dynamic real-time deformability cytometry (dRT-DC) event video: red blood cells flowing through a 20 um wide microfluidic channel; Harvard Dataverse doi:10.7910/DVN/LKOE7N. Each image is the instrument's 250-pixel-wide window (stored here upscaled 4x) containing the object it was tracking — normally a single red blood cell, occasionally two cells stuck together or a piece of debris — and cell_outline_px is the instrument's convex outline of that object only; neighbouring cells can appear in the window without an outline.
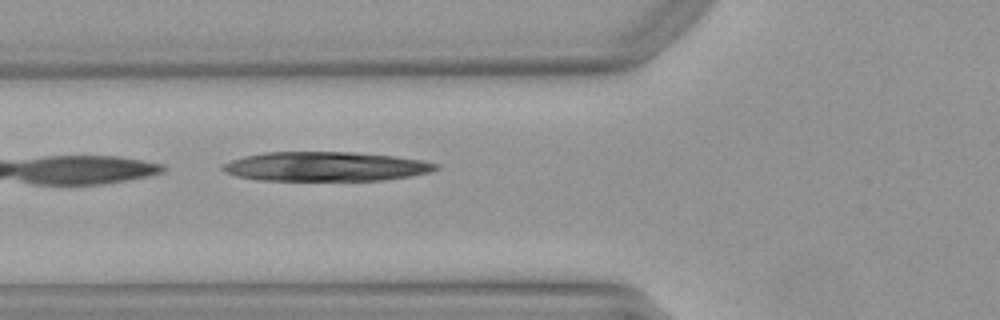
{"species": "Egyptian fruit bat (a non-hibernating species)", "species_latin": "Rousettus aegyptiacus", "temperature_condition": "warm", "stored_images_in_passage": 35, "camera_frame_rate_fps": 3000, "um_per_image_px": 0.085, "animal": {"sex": "female"}, "frame": {"image": 1, "passage_image": 3, "time_ms": 0.667, "image_size_px": [1000, 320], "cell_outline_px": [[440, 168], [428, 172], [408, 176], [380, 180], [260, 180], [236, 176], [224, 172], [220, 168], [220, 164], [244, 156], [264, 152], [352, 152], [396, 156], [420, 160], [440, 164]], "centroid_in_image_um": [27.63, 14.14], "position_along_channel_um": 98.2, "area_um2": 36.41}}
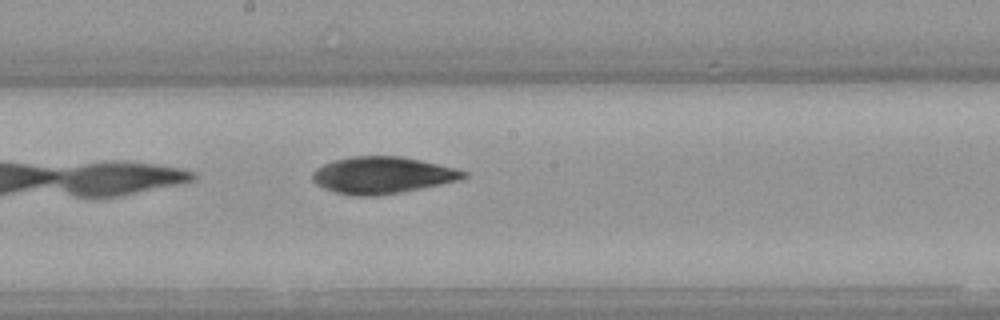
{"frame": {"image": 2, "passage_image": 12, "time_ms": 3.667, "image_size_px": [1000, 320], "cell_outline_px": [[468, 176], [460, 180], [400, 192], [372, 196], [356, 196], [336, 192], [324, 188], [316, 184], [312, 180], [312, 172], [316, 168], [332, 160], [352, 156], [400, 156], [420, 160], [456, 168], [468, 172]], "centroid_in_image_um": [32.48, 14.88], "position_along_channel_um": 215.7, "area_um2": 32.31}}
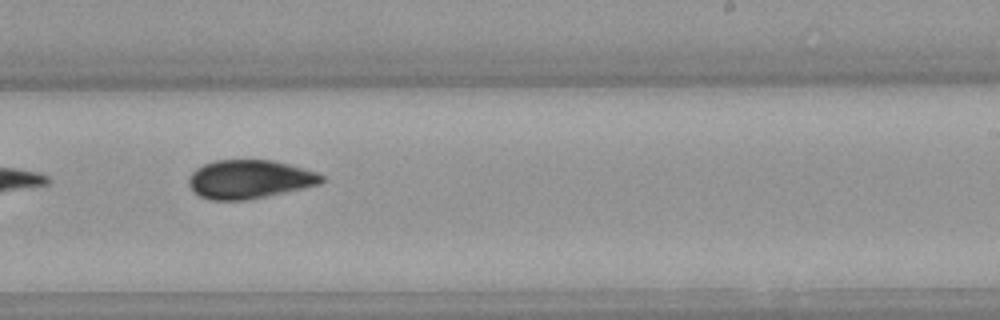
{"frame": {"image": 3, "passage_image": 16, "time_ms": 5.0, "image_size_px": [1000, 320], "cell_outline_px": [[324, 180], [320, 184], [284, 192], [244, 200], [208, 200], [192, 192], [188, 184], [188, 180], [192, 172], [196, 168], [212, 160], [276, 160], [316, 172], [324, 176]], "centroid_in_image_um": [21.16, 15.23], "position_along_channel_um": 267.8, "area_um2": 29.94}}